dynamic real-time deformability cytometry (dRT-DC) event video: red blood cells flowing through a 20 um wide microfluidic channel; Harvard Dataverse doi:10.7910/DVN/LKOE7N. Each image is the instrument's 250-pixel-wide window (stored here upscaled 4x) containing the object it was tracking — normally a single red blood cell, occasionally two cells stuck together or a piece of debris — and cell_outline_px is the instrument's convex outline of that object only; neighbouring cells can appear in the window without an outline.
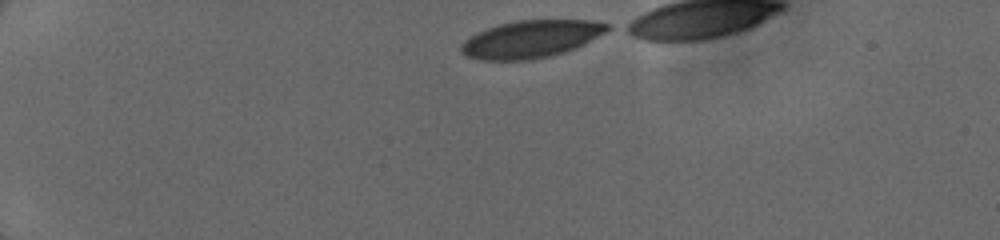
{"species": "human", "species_latin": "Homo sapiens", "temperature_condition": "cold", "stored_images_in_passage": 27, "segment_of_instrument_passage": [1, 2], "camera_frame_rate_fps": 3000, "um_per_image_px": 0.085, "donor": {"sex": "female"}, "frame": {"image": 1, "passage_image": 1, "time_ms": 0.0, "image_size_px": [1000, 240], "cell_outline_px": [[612, 28], [584, 44], [576, 48], [552, 56], [532, 60], [480, 60], [464, 56], [460, 52], [460, 44], [468, 36], [476, 32], [500, 24], [516, 20], [592, 20], [608, 24]], "centroid_in_image_um": [45.09, 3.33], "position_along_channel_um": 39.9, "area_um2": 32.19}}
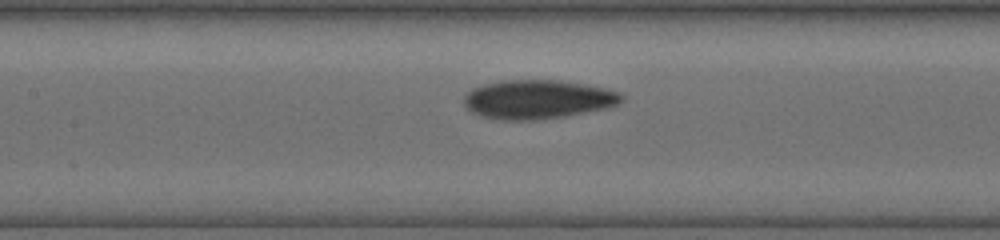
{"frame": {"image": 2, "passage_image": 14, "time_ms": 4.667, "image_size_px": [1000, 240], "cell_outline_px": [[624, 100], [608, 108], [564, 116], [532, 120], [504, 120], [484, 116], [472, 112], [464, 104], [464, 92], [472, 88], [484, 84], [504, 80], [560, 80], [584, 84], [604, 88], [620, 92], [624, 96]], "centroid_in_image_um": [45.71, 8.43], "position_along_channel_um": 161.7, "area_um2": 35.72}}
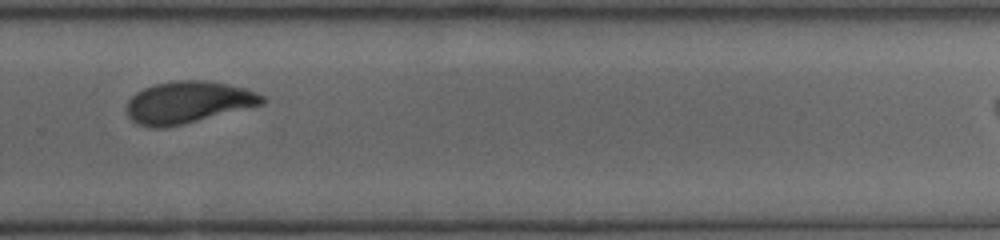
{"frame": {"image": 3, "passage_image": 24, "time_ms": 8.333, "image_size_px": [1000, 240], "cell_outline_px": [[264, 104], [184, 124], [164, 128], [152, 128], [136, 124], [128, 116], [128, 100], [136, 92], [144, 88], [156, 84], [176, 80], [208, 80], [228, 84], [244, 88], [256, 92], [264, 96]], "centroid_in_image_um": [15.98, 8.7], "position_along_channel_um": 313.8, "area_um2": 33.12}}